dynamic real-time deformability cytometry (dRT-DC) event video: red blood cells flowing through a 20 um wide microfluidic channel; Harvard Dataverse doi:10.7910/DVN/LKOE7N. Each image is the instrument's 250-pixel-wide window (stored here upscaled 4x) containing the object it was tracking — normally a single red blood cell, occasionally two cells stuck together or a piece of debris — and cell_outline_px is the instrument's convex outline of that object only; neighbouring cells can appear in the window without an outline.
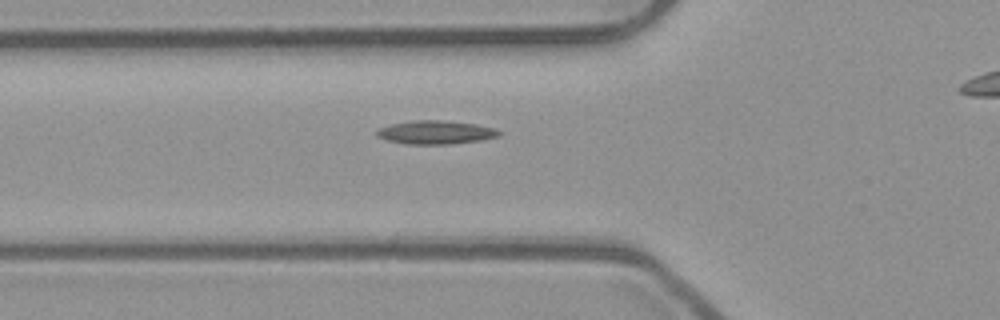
{"species": "common noctule bat (a hibernating species)", "species_latin": "Nyctalus noctula", "temperature_condition": "room temperature", "stored_images_in_passage": 29, "camera_frame_rate_fps": 3000, "um_per_image_px": 0.085, "animal": {"sex": "male", "body_mass_g": 23.1, "forearm_length_mm": 52.7}, "frame": {"image": 1, "passage_image": 2, "time_ms": 0.333, "image_size_px": [1000, 320], "cell_outline_px": [[500, 136], [480, 140], [448, 144], [404, 144], [388, 140], [376, 136], [376, 132], [380, 128], [392, 124], [416, 120], [444, 120], [476, 124], [496, 128], [500, 132]], "centroid_in_image_um": [37.05, 11.25], "position_along_channel_um": 88.8, "area_um2": 16.65}}
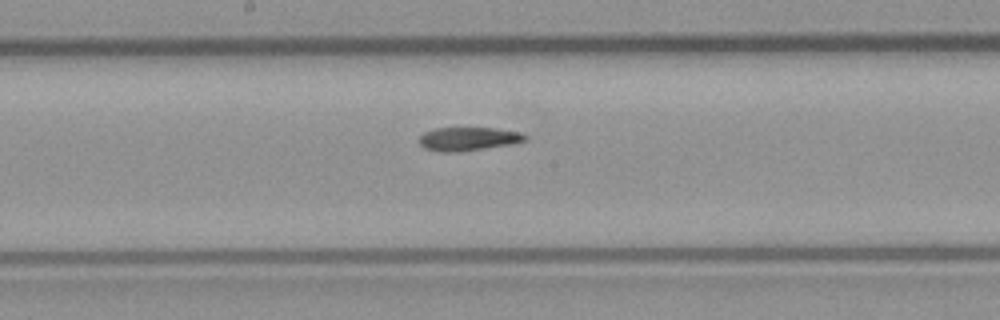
{"frame": {"image": 2, "passage_image": 11, "time_ms": 3.333, "image_size_px": [1000, 320], "cell_outline_px": [[528, 140], [508, 144], [456, 152], [440, 152], [424, 148], [420, 144], [420, 136], [424, 132], [436, 128], [496, 128], [520, 132], [528, 136]], "centroid_in_image_um": [39.79, 11.79], "position_along_channel_um": 208.4, "area_um2": 14.33}}
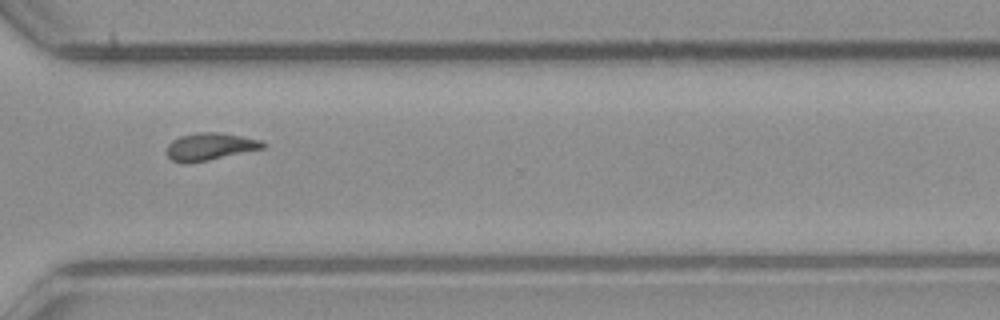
{"frame": {"image": 3, "passage_image": 22, "time_ms": 7.0, "image_size_px": [1000, 320], "cell_outline_px": [[268, 144], [264, 148], [208, 160], [188, 164], [180, 164], [172, 160], [168, 156], [168, 144], [172, 140], [180, 136], [200, 132], [220, 132], [260, 140]], "centroid_in_image_um": [17.84, 12.47], "position_along_channel_um": 352.8, "area_um2": 15.32}}